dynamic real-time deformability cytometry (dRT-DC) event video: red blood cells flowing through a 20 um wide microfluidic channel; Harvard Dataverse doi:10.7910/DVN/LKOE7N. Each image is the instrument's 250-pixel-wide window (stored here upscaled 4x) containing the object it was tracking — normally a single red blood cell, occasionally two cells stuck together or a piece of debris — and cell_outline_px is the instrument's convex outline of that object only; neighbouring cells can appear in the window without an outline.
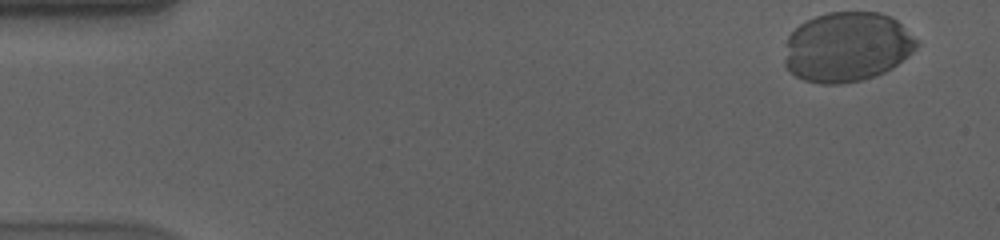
{"species": "human", "species_latin": "Homo sapiens", "temperature_condition": "cold", "stored_images_in_passage": 46, "camera_frame_rate_fps": 3000, "um_per_image_px": 0.085, "donor": {"sex": "male"}, "frame": {"image": 1, "passage_image": 1, "time_ms": 0.0, "image_size_px": [1000, 240], "cell_outline_px": [[920, 44], [908, 56], [892, 68], [876, 76], [860, 80], [840, 84], [820, 84], [804, 80], [796, 76], [784, 64], [784, 60], [788, 36], [800, 24], [816, 16], [828, 12], [880, 12], [892, 16]], "centroid_in_image_um": [71.99, 3.99], "position_along_channel_um": 13.0, "area_um2": 53.58}}
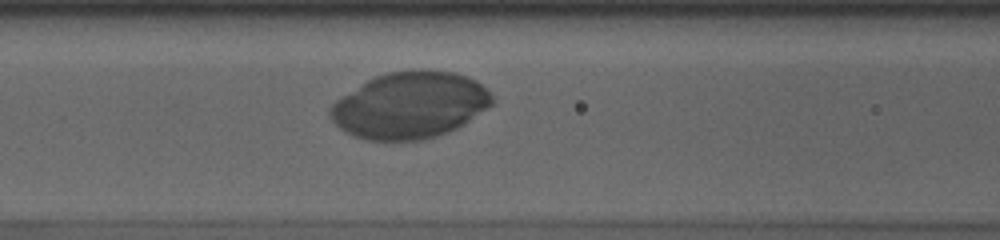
{"frame": {"image": 2, "passage_image": 22, "time_ms": 7.0, "image_size_px": [1000, 240], "cell_outline_px": [[492, 104], [456, 128], [448, 132], [424, 140], [396, 144], [364, 140], [352, 136], [340, 128], [332, 120], [328, 112], [328, 108], [336, 100], [368, 80], [376, 76], [388, 72], [456, 72], [468, 76], [476, 80], [492, 96]], "centroid_in_image_um": [34.78, 9.02], "position_along_channel_um": 131.8, "area_um2": 62.54}}
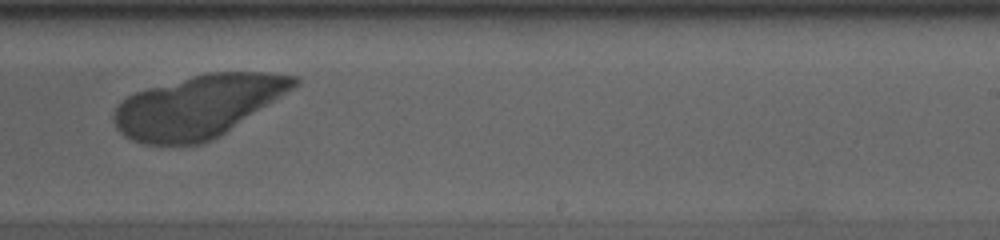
{"frame": {"image": 3, "passage_image": 34, "time_ms": 11.0, "image_size_px": [1000, 240], "cell_outline_px": [[300, 84], [276, 100], [220, 136], [204, 144], [144, 144], [132, 140], [124, 136], [116, 128], [112, 120], [112, 116], [120, 100], [136, 92], [148, 88], [192, 76], [208, 72], [264, 72], [296, 76], [300, 80]], "centroid_in_image_um": [16.83, 9.04], "position_along_channel_um": 272.2, "area_um2": 65.55}}